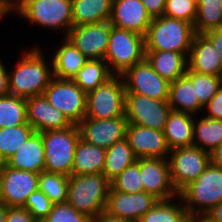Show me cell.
<instances>
[{
    "label": "cell",
    "mask_w": 222,
    "mask_h": 222,
    "mask_svg": "<svg viewBox=\"0 0 222 222\" xmlns=\"http://www.w3.org/2000/svg\"><path fill=\"white\" fill-rule=\"evenodd\" d=\"M36 45L23 49L18 60H15L17 62L14 67L8 68L9 93L13 96L27 99L43 95L45 88L53 79L52 61L49 59L51 54L48 58L45 57L44 48L41 44Z\"/></svg>",
    "instance_id": "obj_1"
},
{
    "label": "cell",
    "mask_w": 222,
    "mask_h": 222,
    "mask_svg": "<svg viewBox=\"0 0 222 222\" xmlns=\"http://www.w3.org/2000/svg\"><path fill=\"white\" fill-rule=\"evenodd\" d=\"M14 16L43 30L59 32L67 37L73 27L72 0H19ZM26 20V21H25Z\"/></svg>",
    "instance_id": "obj_2"
},
{
    "label": "cell",
    "mask_w": 222,
    "mask_h": 222,
    "mask_svg": "<svg viewBox=\"0 0 222 222\" xmlns=\"http://www.w3.org/2000/svg\"><path fill=\"white\" fill-rule=\"evenodd\" d=\"M193 24L164 15L152 18L145 37V51H175L187 57L195 37Z\"/></svg>",
    "instance_id": "obj_3"
},
{
    "label": "cell",
    "mask_w": 222,
    "mask_h": 222,
    "mask_svg": "<svg viewBox=\"0 0 222 222\" xmlns=\"http://www.w3.org/2000/svg\"><path fill=\"white\" fill-rule=\"evenodd\" d=\"M110 186V181L103 173L71 175L67 203L92 219L105 211Z\"/></svg>",
    "instance_id": "obj_4"
},
{
    "label": "cell",
    "mask_w": 222,
    "mask_h": 222,
    "mask_svg": "<svg viewBox=\"0 0 222 222\" xmlns=\"http://www.w3.org/2000/svg\"><path fill=\"white\" fill-rule=\"evenodd\" d=\"M189 217L204 216L222 202V169L209 164L193 182L179 193Z\"/></svg>",
    "instance_id": "obj_5"
},
{
    "label": "cell",
    "mask_w": 222,
    "mask_h": 222,
    "mask_svg": "<svg viewBox=\"0 0 222 222\" xmlns=\"http://www.w3.org/2000/svg\"><path fill=\"white\" fill-rule=\"evenodd\" d=\"M80 138V130L76 124L60 130L43 132L44 171L71 176L75 148Z\"/></svg>",
    "instance_id": "obj_6"
},
{
    "label": "cell",
    "mask_w": 222,
    "mask_h": 222,
    "mask_svg": "<svg viewBox=\"0 0 222 222\" xmlns=\"http://www.w3.org/2000/svg\"><path fill=\"white\" fill-rule=\"evenodd\" d=\"M145 37L111 26L109 44L104 60L113 75H122L133 65L145 60Z\"/></svg>",
    "instance_id": "obj_7"
},
{
    "label": "cell",
    "mask_w": 222,
    "mask_h": 222,
    "mask_svg": "<svg viewBox=\"0 0 222 222\" xmlns=\"http://www.w3.org/2000/svg\"><path fill=\"white\" fill-rule=\"evenodd\" d=\"M125 93L123 77L113 75L87 93L85 118L108 119L125 115Z\"/></svg>",
    "instance_id": "obj_8"
},
{
    "label": "cell",
    "mask_w": 222,
    "mask_h": 222,
    "mask_svg": "<svg viewBox=\"0 0 222 222\" xmlns=\"http://www.w3.org/2000/svg\"><path fill=\"white\" fill-rule=\"evenodd\" d=\"M43 95L72 124L78 125L86 116L87 93L72 79L53 77Z\"/></svg>",
    "instance_id": "obj_9"
},
{
    "label": "cell",
    "mask_w": 222,
    "mask_h": 222,
    "mask_svg": "<svg viewBox=\"0 0 222 222\" xmlns=\"http://www.w3.org/2000/svg\"><path fill=\"white\" fill-rule=\"evenodd\" d=\"M168 161L171 182L178 193L211 163L210 153L195 146L170 150Z\"/></svg>",
    "instance_id": "obj_10"
},
{
    "label": "cell",
    "mask_w": 222,
    "mask_h": 222,
    "mask_svg": "<svg viewBox=\"0 0 222 222\" xmlns=\"http://www.w3.org/2000/svg\"><path fill=\"white\" fill-rule=\"evenodd\" d=\"M170 111L168 100H157L137 93H125V118L128 123L164 131Z\"/></svg>",
    "instance_id": "obj_11"
},
{
    "label": "cell",
    "mask_w": 222,
    "mask_h": 222,
    "mask_svg": "<svg viewBox=\"0 0 222 222\" xmlns=\"http://www.w3.org/2000/svg\"><path fill=\"white\" fill-rule=\"evenodd\" d=\"M38 173L16 170L5 163L0 167V204L23 207L28 196L38 189Z\"/></svg>",
    "instance_id": "obj_12"
},
{
    "label": "cell",
    "mask_w": 222,
    "mask_h": 222,
    "mask_svg": "<svg viewBox=\"0 0 222 222\" xmlns=\"http://www.w3.org/2000/svg\"><path fill=\"white\" fill-rule=\"evenodd\" d=\"M126 93H137L157 100H168L170 82L162 78L143 60L127 69L122 75Z\"/></svg>",
    "instance_id": "obj_13"
},
{
    "label": "cell",
    "mask_w": 222,
    "mask_h": 222,
    "mask_svg": "<svg viewBox=\"0 0 222 222\" xmlns=\"http://www.w3.org/2000/svg\"><path fill=\"white\" fill-rule=\"evenodd\" d=\"M158 202V198L145 191L125 193L114 190L110 186L105 212L129 222H138Z\"/></svg>",
    "instance_id": "obj_14"
},
{
    "label": "cell",
    "mask_w": 222,
    "mask_h": 222,
    "mask_svg": "<svg viewBox=\"0 0 222 222\" xmlns=\"http://www.w3.org/2000/svg\"><path fill=\"white\" fill-rule=\"evenodd\" d=\"M110 21L72 27L67 38L88 59H104L111 31Z\"/></svg>",
    "instance_id": "obj_15"
},
{
    "label": "cell",
    "mask_w": 222,
    "mask_h": 222,
    "mask_svg": "<svg viewBox=\"0 0 222 222\" xmlns=\"http://www.w3.org/2000/svg\"><path fill=\"white\" fill-rule=\"evenodd\" d=\"M139 169L144 191L159 200L178 196L170 178V164L163 158H139Z\"/></svg>",
    "instance_id": "obj_16"
},
{
    "label": "cell",
    "mask_w": 222,
    "mask_h": 222,
    "mask_svg": "<svg viewBox=\"0 0 222 222\" xmlns=\"http://www.w3.org/2000/svg\"><path fill=\"white\" fill-rule=\"evenodd\" d=\"M128 121L125 115L108 119L84 118L79 124L80 136L88 144L108 149L123 140Z\"/></svg>",
    "instance_id": "obj_17"
},
{
    "label": "cell",
    "mask_w": 222,
    "mask_h": 222,
    "mask_svg": "<svg viewBox=\"0 0 222 222\" xmlns=\"http://www.w3.org/2000/svg\"><path fill=\"white\" fill-rule=\"evenodd\" d=\"M125 139L137 158L169 157L170 149L163 131L128 123Z\"/></svg>",
    "instance_id": "obj_18"
},
{
    "label": "cell",
    "mask_w": 222,
    "mask_h": 222,
    "mask_svg": "<svg viewBox=\"0 0 222 222\" xmlns=\"http://www.w3.org/2000/svg\"><path fill=\"white\" fill-rule=\"evenodd\" d=\"M27 123L35 132L60 130L72 126L68 118L53 105L44 95L26 99Z\"/></svg>",
    "instance_id": "obj_19"
},
{
    "label": "cell",
    "mask_w": 222,
    "mask_h": 222,
    "mask_svg": "<svg viewBox=\"0 0 222 222\" xmlns=\"http://www.w3.org/2000/svg\"><path fill=\"white\" fill-rule=\"evenodd\" d=\"M110 23L145 36L152 18L141 0H113Z\"/></svg>",
    "instance_id": "obj_20"
},
{
    "label": "cell",
    "mask_w": 222,
    "mask_h": 222,
    "mask_svg": "<svg viewBox=\"0 0 222 222\" xmlns=\"http://www.w3.org/2000/svg\"><path fill=\"white\" fill-rule=\"evenodd\" d=\"M187 63L190 71L222 77L221 60L213 44L204 34L195 35Z\"/></svg>",
    "instance_id": "obj_21"
},
{
    "label": "cell",
    "mask_w": 222,
    "mask_h": 222,
    "mask_svg": "<svg viewBox=\"0 0 222 222\" xmlns=\"http://www.w3.org/2000/svg\"><path fill=\"white\" fill-rule=\"evenodd\" d=\"M56 44L50 59L52 61L53 77L60 79H73L78 71L89 60L67 38L62 37Z\"/></svg>",
    "instance_id": "obj_22"
},
{
    "label": "cell",
    "mask_w": 222,
    "mask_h": 222,
    "mask_svg": "<svg viewBox=\"0 0 222 222\" xmlns=\"http://www.w3.org/2000/svg\"><path fill=\"white\" fill-rule=\"evenodd\" d=\"M5 164L16 170L41 173L45 166L42 133L34 132L24 145Z\"/></svg>",
    "instance_id": "obj_23"
},
{
    "label": "cell",
    "mask_w": 222,
    "mask_h": 222,
    "mask_svg": "<svg viewBox=\"0 0 222 222\" xmlns=\"http://www.w3.org/2000/svg\"><path fill=\"white\" fill-rule=\"evenodd\" d=\"M168 104L171 110L194 116L201 115L204 109L196 96L195 84L185 74L170 82Z\"/></svg>",
    "instance_id": "obj_24"
},
{
    "label": "cell",
    "mask_w": 222,
    "mask_h": 222,
    "mask_svg": "<svg viewBox=\"0 0 222 222\" xmlns=\"http://www.w3.org/2000/svg\"><path fill=\"white\" fill-rule=\"evenodd\" d=\"M194 115L171 110L164 128V135L170 150L193 146Z\"/></svg>",
    "instance_id": "obj_25"
},
{
    "label": "cell",
    "mask_w": 222,
    "mask_h": 222,
    "mask_svg": "<svg viewBox=\"0 0 222 222\" xmlns=\"http://www.w3.org/2000/svg\"><path fill=\"white\" fill-rule=\"evenodd\" d=\"M145 59L169 82L186 74L188 68L187 56L175 51H146Z\"/></svg>",
    "instance_id": "obj_26"
},
{
    "label": "cell",
    "mask_w": 222,
    "mask_h": 222,
    "mask_svg": "<svg viewBox=\"0 0 222 222\" xmlns=\"http://www.w3.org/2000/svg\"><path fill=\"white\" fill-rule=\"evenodd\" d=\"M106 149L88 144L81 138L76 145L72 175L103 173Z\"/></svg>",
    "instance_id": "obj_27"
},
{
    "label": "cell",
    "mask_w": 222,
    "mask_h": 222,
    "mask_svg": "<svg viewBox=\"0 0 222 222\" xmlns=\"http://www.w3.org/2000/svg\"><path fill=\"white\" fill-rule=\"evenodd\" d=\"M113 0H72L73 27L109 21Z\"/></svg>",
    "instance_id": "obj_28"
},
{
    "label": "cell",
    "mask_w": 222,
    "mask_h": 222,
    "mask_svg": "<svg viewBox=\"0 0 222 222\" xmlns=\"http://www.w3.org/2000/svg\"><path fill=\"white\" fill-rule=\"evenodd\" d=\"M193 146L211 152L222 143V121L203 116H194Z\"/></svg>",
    "instance_id": "obj_29"
},
{
    "label": "cell",
    "mask_w": 222,
    "mask_h": 222,
    "mask_svg": "<svg viewBox=\"0 0 222 222\" xmlns=\"http://www.w3.org/2000/svg\"><path fill=\"white\" fill-rule=\"evenodd\" d=\"M137 159L127 140L124 138L106 149L103 174L111 182L126 167L134 164Z\"/></svg>",
    "instance_id": "obj_30"
},
{
    "label": "cell",
    "mask_w": 222,
    "mask_h": 222,
    "mask_svg": "<svg viewBox=\"0 0 222 222\" xmlns=\"http://www.w3.org/2000/svg\"><path fill=\"white\" fill-rule=\"evenodd\" d=\"M189 215L179 196L159 202L138 222H189Z\"/></svg>",
    "instance_id": "obj_31"
},
{
    "label": "cell",
    "mask_w": 222,
    "mask_h": 222,
    "mask_svg": "<svg viewBox=\"0 0 222 222\" xmlns=\"http://www.w3.org/2000/svg\"><path fill=\"white\" fill-rule=\"evenodd\" d=\"M113 74L104 59H89L73 77V81L86 93L105 83Z\"/></svg>",
    "instance_id": "obj_32"
},
{
    "label": "cell",
    "mask_w": 222,
    "mask_h": 222,
    "mask_svg": "<svg viewBox=\"0 0 222 222\" xmlns=\"http://www.w3.org/2000/svg\"><path fill=\"white\" fill-rule=\"evenodd\" d=\"M34 132L29 124L0 128V164L14 155Z\"/></svg>",
    "instance_id": "obj_33"
},
{
    "label": "cell",
    "mask_w": 222,
    "mask_h": 222,
    "mask_svg": "<svg viewBox=\"0 0 222 222\" xmlns=\"http://www.w3.org/2000/svg\"><path fill=\"white\" fill-rule=\"evenodd\" d=\"M222 25V0H200L193 24L196 34H204Z\"/></svg>",
    "instance_id": "obj_34"
},
{
    "label": "cell",
    "mask_w": 222,
    "mask_h": 222,
    "mask_svg": "<svg viewBox=\"0 0 222 222\" xmlns=\"http://www.w3.org/2000/svg\"><path fill=\"white\" fill-rule=\"evenodd\" d=\"M27 123L26 99L8 94L0 97V128Z\"/></svg>",
    "instance_id": "obj_35"
},
{
    "label": "cell",
    "mask_w": 222,
    "mask_h": 222,
    "mask_svg": "<svg viewBox=\"0 0 222 222\" xmlns=\"http://www.w3.org/2000/svg\"><path fill=\"white\" fill-rule=\"evenodd\" d=\"M69 176L42 171L39 173L38 189L41 190L53 204L66 203Z\"/></svg>",
    "instance_id": "obj_36"
},
{
    "label": "cell",
    "mask_w": 222,
    "mask_h": 222,
    "mask_svg": "<svg viewBox=\"0 0 222 222\" xmlns=\"http://www.w3.org/2000/svg\"><path fill=\"white\" fill-rule=\"evenodd\" d=\"M185 75L191 80L192 84H195L196 96L203 107L209 103L222 86V77L197 73L190 71L188 68Z\"/></svg>",
    "instance_id": "obj_37"
},
{
    "label": "cell",
    "mask_w": 222,
    "mask_h": 222,
    "mask_svg": "<svg viewBox=\"0 0 222 222\" xmlns=\"http://www.w3.org/2000/svg\"><path fill=\"white\" fill-rule=\"evenodd\" d=\"M110 184L114 190L125 193L144 191L139 169V158L134 164L126 167Z\"/></svg>",
    "instance_id": "obj_38"
},
{
    "label": "cell",
    "mask_w": 222,
    "mask_h": 222,
    "mask_svg": "<svg viewBox=\"0 0 222 222\" xmlns=\"http://www.w3.org/2000/svg\"><path fill=\"white\" fill-rule=\"evenodd\" d=\"M163 15L194 24L197 6L190 0H166Z\"/></svg>",
    "instance_id": "obj_39"
},
{
    "label": "cell",
    "mask_w": 222,
    "mask_h": 222,
    "mask_svg": "<svg viewBox=\"0 0 222 222\" xmlns=\"http://www.w3.org/2000/svg\"><path fill=\"white\" fill-rule=\"evenodd\" d=\"M91 218L76 211L69 203L53 204L41 222H90Z\"/></svg>",
    "instance_id": "obj_40"
},
{
    "label": "cell",
    "mask_w": 222,
    "mask_h": 222,
    "mask_svg": "<svg viewBox=\"0 0 222 222\" xmlns=\"http://www.w3.org/2000/svg\"><path fill=\"white\" fill-rule=\"evenodd\" d=\"M52 207L53 203L39 189L28 196L23 206V208L27 209L38 222H41L48 215Z\"/></svg>",
    "instance_id": "obj_41"
},
{
    "label": "cell",
    "mask_w": 222,
    "mask_h": 222,
    "mask_svg": "<svg viewBox=\"0 0 222 222\" xmlns=\"http://www.w3.org/2000/svg\"><path fill=\"white\" fill-rule=\"evenodd\" d=\"M202 115L222 121V86L209 103L204 106Z\"/></svg>",
    "instance_id": "obj_42"
},
{
    "label": "cell",
    "mask_w": 222,
    "mask_h": 222,
    "mask_svg": "<svg viewBox=\"0 0 222 222\" xmlns=\"http://www.w3.org/2000/svg\"><path fill=\"white\" fill-rule=\"evenodd\" d=\"M5 222H38L33 215L23 207H7Z\"/></svg>",
    "instance_id": "obj_43"
},
{
    "label": "cell",
    "mask_w": 222,
    "mask_h": 222,
    "mask_svg": "<svg viewBox=\"0 0 222 222\" xmlns=\"http://www.w3.org/2000/svg\"><path fill=\"white\" fill-rule=\"evenodd\" d=\"M151 18L160 17L165 10L166 0H141Z\"/></svg>",
    "instance_id": "obj_44"
},
{
    "label": "cell",
    "mask_w": 222,
    "mask_h": 222,
    "mask_svg": "<svg viewBox=\"0 0 222 222\" xmlns=\"http://www.w3.org/2000/svg\"><path fill=\"white\" fill-rule=\"evenodd\" d=\"M204 35L213 44V46L216 49L218 56L221 60V64H222V29L218 28V29L210 30V31L204 33Z\"/></svg>",
    "instance_id": "obj_45"
},
{
    "label": "cell",
    "mask_w": 222,
    "mask_h": 222,
    "mask_svg": "<svg viewBox=\"0 0 222 222\" xmlns=\"http://www.w3.org/2000/svg\"><path fill=\"white\" fill-rule=\"evenodd\" d=\"M6 62L0 59V97L6 96L9 93V76H8V65Z\"/></svg>",
    "instance_id": "obj_46"
},
{
    "label": "cell",
    "mask_w": 222,
    "mask_h": 222,
    "mask_svg": "<svg viewBox=\"0 0 222 222\" xmlns=\"http://www.w3.org/2000/svg\"><path fill=\"white\" fill-rule=\"evenodd\" d=\"M19 0H0V10L6 16L17 14Z\"/></svg>",
    "instance_id": "obj_47"
},
{
    "label": "cell",
    "mask_w": 222,
    "mask_h": 222,
    "mask_svg": "<svg viewBox=\"0 0 222 222\" xmlns=\"http://www.w3.org/2000/svg\"><path fill=\"white\" fill-rule=\"evenodd\" d=\"M211 222H222V202L209 210L205 215Z\"/></svg>",
    "instance_id": "obj_48"
},
{
    "label": "cell",
    "mask_w": 222,
    "mask_h": 222,
    "mask_svg": "<svg viewBox=\"0 0 222 222\" xmlns=\"http://www.w3.org/2000/svg\"><path fill=\"white\" fill-rule=\"evenodd\" d=\"M211 164L222 169V143L210 152Z\"/></svg>",
    "instance_id": "obj_49"
},
{
    "label": "cell",
    "mask_w": 222,
    "mask_h": 222,
    "mask_svg": "<svg viewBox=\"0 0 222 222\" xmlns=\"http://www.w3.org/2000/svg\"><path fill=\"white\" fill-rule=\"evenodd\" d=\"M90 222H129L117 217L110 216L105 211L92 218Z\"/></svg>",
    "instance_id": "obj_50"
},
{
    "label": "cell",
    "mask_w": 222,
    "mask_h": 222,
    "mask_svg": "<svg viewBox=\"0 0 222 222\" xmlns=\"http://www.w3.org/2000/svg\"><path fill=\"white\" fill-rule=\"evenodd\" d=\"M7 217V207L0 204V222H5Z\"/></svg>",
    "instance_id": "obj_51"
},
{
    "label": "cell",
    "mask_w": 222,
    "mask_h": 222,
    "mask_svg": "<svg viewBox=\"0 0 222 222\" xmlns=\"http://www.w3.org/2000/svg\"><path fill=\"white\" fill-rule=\"evenodd\" d=\"M189 222H211L205 216H194L189 219Z\"/></svg>",
    "instance_id": "obj_52"
},
{
    "label": "cell",
    "mask_w": 222,
    "mask_h": 222,
    "mask_svg": "<svg viewBox=\"0 0 222 222\" xmlns=\"http://www.w3.org/2000/svg\"><path fill=\"white\" fill-rule=\"evenodd\" d=\"M5 18H8L1 10H0V23L1 21L4 20Z\"/></svg>",
    "instance_id": "obj_53"
},
{
    "label": "cell",
    "mask_w": 222,
    "mask_h": 222,
    "mask_svg": "<svg viewBox=\"0 0 222 222\" xmlns=\"http://www.w3.org/2000/svg\"><path fill=\"white\" fill-rule=\"evenodd\" d=\"M190 1L193 2L196 6H198L200 3V0H190Z\"/></svg>",
    "instance_id": "obj_54"
}]
</instances>
